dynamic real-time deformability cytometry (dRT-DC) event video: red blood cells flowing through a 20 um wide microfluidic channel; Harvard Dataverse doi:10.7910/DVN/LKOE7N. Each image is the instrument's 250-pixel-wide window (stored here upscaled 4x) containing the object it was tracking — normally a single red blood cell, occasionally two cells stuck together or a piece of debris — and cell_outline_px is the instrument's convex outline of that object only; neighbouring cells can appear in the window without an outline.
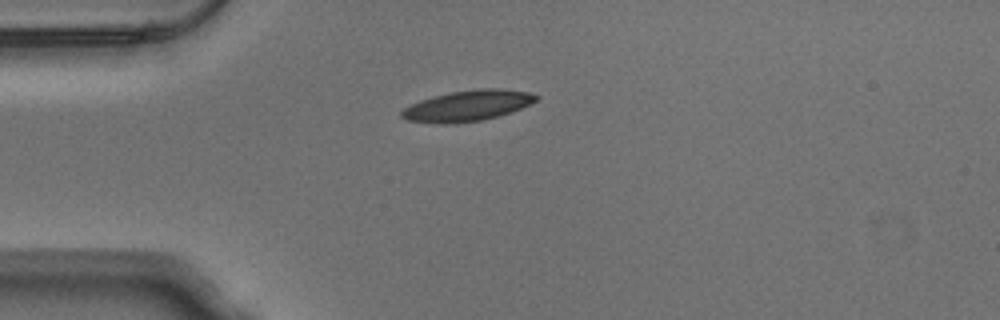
{"species": "Egyptian fruit bat (a non-hibernating species)", "species_latin": "Rousettus aegyptiacus", "temperature_condition": "warm", "stored_images_in_passage": 40, "camera_frame_rate_fps": 3000, "um_per_image_px": 0.085, "animal": {"sex": "male"}, "frame": {"image": 1, "passage_image": 1, "time_ms": 0.0, "image_size_px": [1000, 320], "cell_outline_px": [[540, 96], [536, 100], [512, 112], [480, 120], [448, 124], [440, 124], [408, 120], [400, 116], [400, 112], [404, 108], [420, 100], [452, 92], [476, 88], [500, 88], [528, 92]], "centroid_in_image_um": [39.74, 8.98], "position_along_channel_um": 45.3, "area_um2": 23.81}}
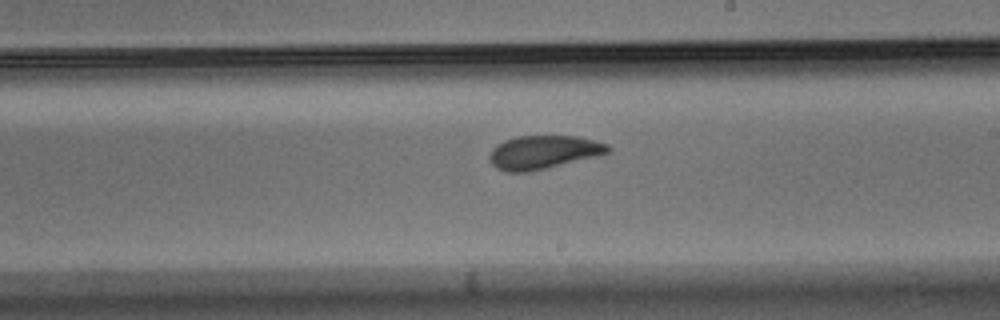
{"frame": {"image": 2, "passage_image": 18, "time_ms": 5.667, "image_size_px": [1000, 320], "cell_outline_px": [[612, 148], [608, 152], [596, 156], [528, 172], [508, 172], [496, 168], [492, 164], [488, 156], [492, 148], [496, 144], [504, 140], [516, 136], [576, 136], [608, 144]], "centroid_in_image_um": [46.14, 12.93], "position_along_channel_um": 242.9, "area_um2": 22.95}}
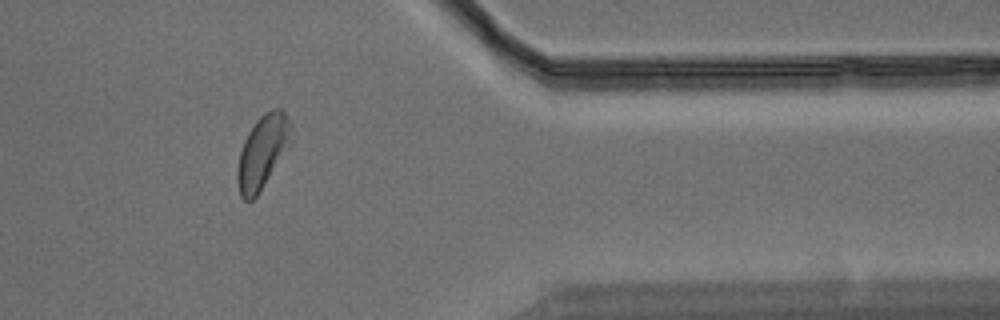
{"frame": {"image": 3, "passage_image": 31, "time_ms": 10.0, "image_size_px": [1000, 320], "cell_outline_px": [[292, 144], [256, 196], [252, 200], [244, 200], [240, 196], [236, 184], [236, 168], [240, 152], [244, 140], [248, 132], [256, 120], [264, 112], [272, 108], [280, 108], [284, 112], [288, 120], [292, 140]], "centroid_in_image_um": [22.3, 12.91], "position_along_channel_um": 389.1, "area_um2": 23.06}, "authors_computed_cell_mechanics": {"area_um2": 23.1778, "velocity_mm_per_s": 3.7909, "shape_relaxation_time_tau1_ms": 4.1632, "shape_relaxation_time_tau2_ms": 1.8637, "deformation_change_tau1": 0.1487, "deformation_change_tau2": 0.084}}